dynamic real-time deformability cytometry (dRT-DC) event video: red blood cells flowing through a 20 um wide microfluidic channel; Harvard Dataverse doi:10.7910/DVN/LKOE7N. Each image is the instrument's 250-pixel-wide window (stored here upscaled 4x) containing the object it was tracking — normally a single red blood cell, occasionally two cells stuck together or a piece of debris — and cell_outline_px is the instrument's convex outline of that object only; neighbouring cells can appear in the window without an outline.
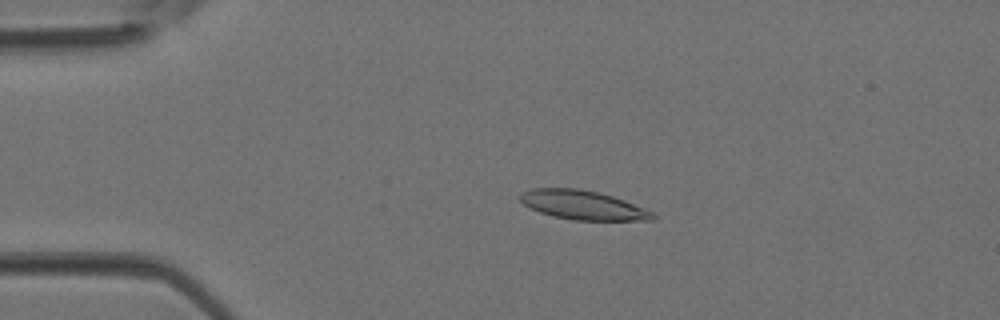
{"species": "Egyptian fruit bat (a non-hibernating species)", "species_latin": "Rousettus aegyptiacus", "temperature_condition": "room temperature", "stored_images_in_passage": 5, "camera_frame_rate_fps": 3000, "um_per_image_px": 0.085, "animal": {"sex": "female"}, "frame": {"image": 1, "passage_image": 3, "time_ms": 0.667, "image_size_px": [1000, 320], "cell_outline_px": [[656, 220], [572, 220], [552, 216], [540, 212], [524, 204], [520, 200], [520, 192], [532, 188], [580, 188], [600, 192], [624, 200], [652, 212], [656, 216]], "centroid_in_image_um": [49.53, 17.42], "position_along_channel_um": 35.5, "area_um2": 22.48}}
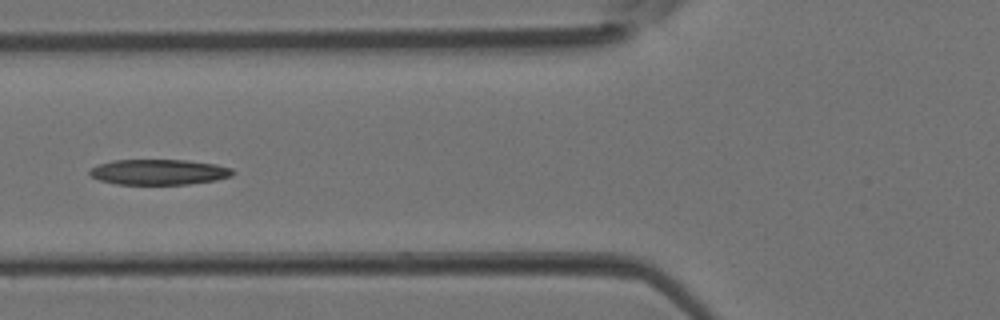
{"frame": {"image": 2, "passage_image": 5, "time_ms": 1.333, "image_size_px": [1000, 320], "cell_outline_px": [[236, 172], [232, 176], [216, 180], [188, 184], [116, 184], [100, 180], [92, 176], [88, 172], [92, 168], [100, 164], [112, 160], [188, 160], [216, 164], [232, 168]], "centroid_in_image_um": [13.55, 14.62], "position_along_channel_um": 112.2, "area_um2": 21.21}}